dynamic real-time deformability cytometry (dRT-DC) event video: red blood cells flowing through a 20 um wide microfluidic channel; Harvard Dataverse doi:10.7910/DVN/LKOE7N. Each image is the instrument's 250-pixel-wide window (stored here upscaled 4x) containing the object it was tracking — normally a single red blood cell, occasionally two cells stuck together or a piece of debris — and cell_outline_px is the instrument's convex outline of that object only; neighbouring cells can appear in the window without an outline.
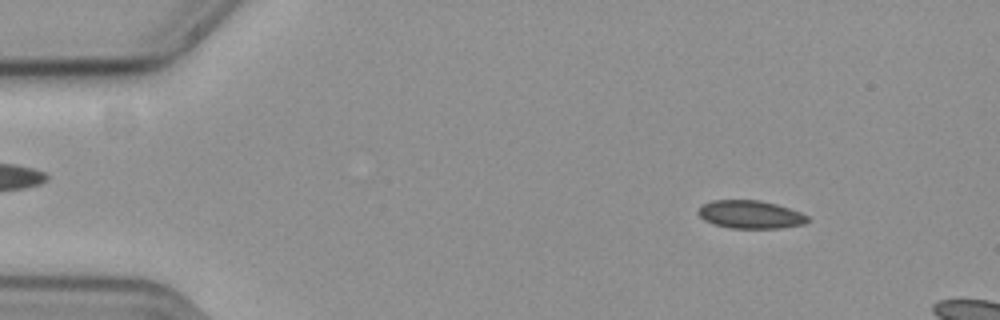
{"species": "common noctule bat (a hibernating species)", "species_latin": "Nyctalus noctula", "temperature_condition": "cold", "stored_images_in_passage": 9, "camera_frame_rate_fps": 3000, "um_per_image_px": 0.085, "animal": {"sex": "female", "body_mass_g": 19.3, "forearm_length_mm": 54.1}, "frame": {"image": 1, "passage_image": 2, "time_ms": 0.333, "image_size_px": [1000, 320], "cell_outline_px": [[808, 220], [804, 224], [780, 228], [728, 228], [712, 224], [704, 220], [696, 212], [704, 204], [712, 200], [760, 200], [776, 204], [800, 212], [808, 216]], "centroid_in_image_um": [63.76, 18.24], "position_along_channel_um": 21.2, "area_um2": 17.86}}